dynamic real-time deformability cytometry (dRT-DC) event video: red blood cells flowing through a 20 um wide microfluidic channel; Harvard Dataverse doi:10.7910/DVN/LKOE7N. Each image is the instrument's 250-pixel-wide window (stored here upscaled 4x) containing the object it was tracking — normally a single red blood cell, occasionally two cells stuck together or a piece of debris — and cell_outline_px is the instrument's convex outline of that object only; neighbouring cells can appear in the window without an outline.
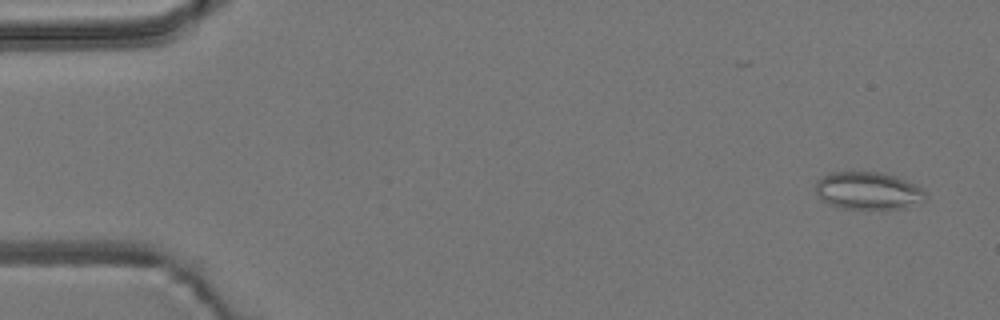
{"species": "common noctule bat (a hibernating species)", "species_latin": "Nyctalus noctula", "temperature_condition": "room temperature", "stored_images_in_passage": 54, "camera_frame_rate_fps": 3000, "um_per_image_px": 0.085, "animal": {"sex": "male", "body_mass_g": 19.2, "forearm_length_mm": 51.8}, "frame": {"image": 1, "passage_image": 3, "time_ms": 0.667, "image_size_px": [1000, 320], "cell_outline_px": [[924, 200], [904, 208], [840, 208], [824, 200], [816, 192], [816, 180], [832, 172], [880, 172], [896, 176], [920, 188], [924, 192]], "centroid_in_image_um": [73.76, 16.2], "position_along_channel_um": 11.2, "area_um2": 23.41}}
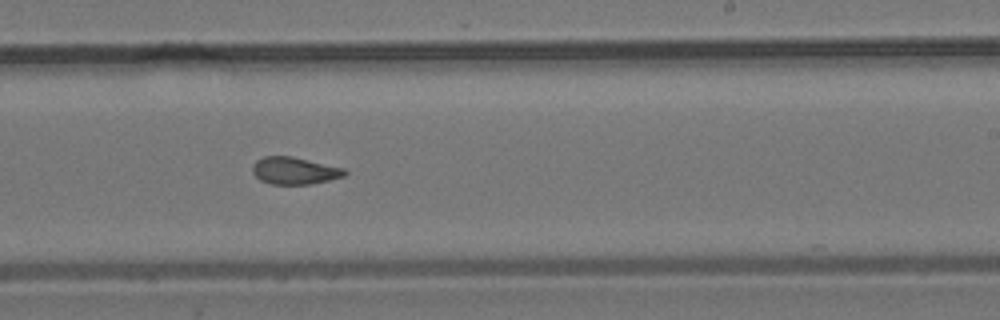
{"frame": {"image": 2, "passage_image": 33, "time_ms": 10.667, "image_size_px": [1000, 320], "cell_outline_px": [[348, 172], [344, 176], [328, 180], [308, 184], [272, 184], [260, 180], [252, 172], [252, 164], [256, 160], [264, 156], [292, 156], [344, 168]], "centroid_in_image_um": [25.01, 14.5], "position_along_channel_um": 264.0, "area_um2": 14.57}}
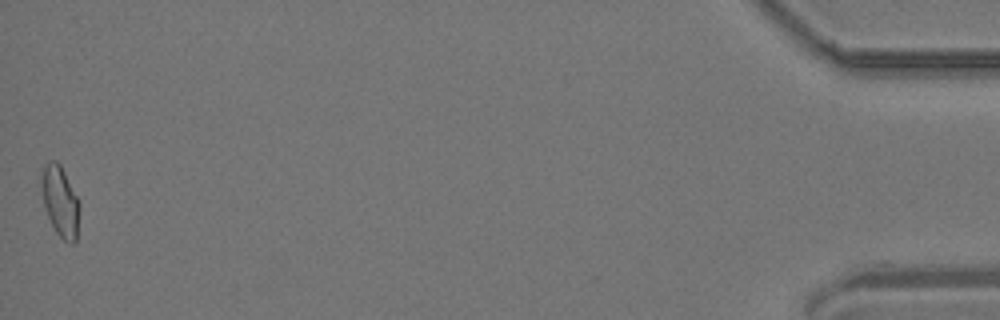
{"frame": {"image": 3, "passage_image": 54, "time_ms": 17.667, "image_size_px": [1000, 320], "cell_outline_px": [[80, 204], [76, 240], [72, 244], [68, 244], [56, 232], [48, 216], [44, 204], [40, 176], [44, 164], [48, 160], [56, 160], [60, 164]], "centroid_in_image_um": [5.11, 17.09], "position_along_channel_um": 430.1, "area_um2": 15.49}, "authors_computed_cell_mechanics": {"area_um2": 15.4326, "velocity_mm_per_s": 3.8033, "shape_relaxation_time_tau1_ms": null, "shape_relaxation_time_tau2_ms": 2.6324, "deformation_change_tau1": null, "deformation_change_tau2": 0.0766}}